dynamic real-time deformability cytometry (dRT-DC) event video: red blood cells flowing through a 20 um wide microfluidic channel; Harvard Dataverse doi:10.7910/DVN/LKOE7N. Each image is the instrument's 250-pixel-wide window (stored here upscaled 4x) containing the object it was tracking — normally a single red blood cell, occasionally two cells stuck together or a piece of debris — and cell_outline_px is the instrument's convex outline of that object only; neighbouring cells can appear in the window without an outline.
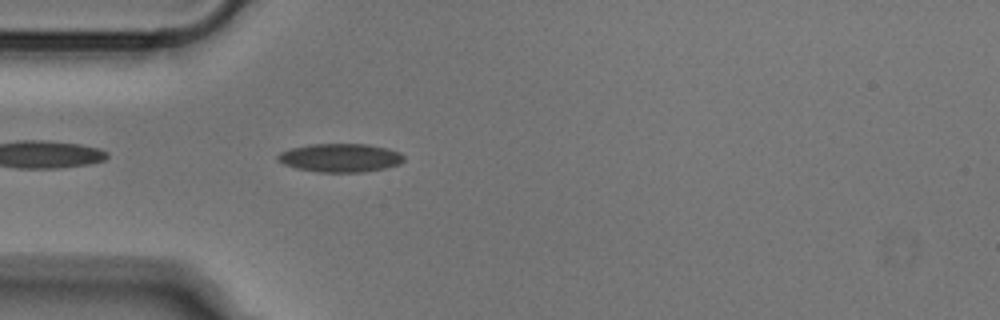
{"species": "Egyptian fruit bat (a non-hibernating species)", "species_latin": "Rousettus aegyptiacus", "temperature_condition": "cold", "stored_images_in_passage": 32, "camera_frame_rate_fps": 3000, "um_per_image_px": 0.085, "animal": {"sex": "male"}, "frame": {"image": 1, "passage_image": 3, "time_ms": 0.667, "image_size_px": [1000, 320], "cell_outline_px": [[404, 160], [400, 164], [384, 168], [364, 172], [320, 172], [296, 168], [284, 164], [276, 156], [280, 152], [292, 148], [312, 144], [368, 144], [388, 148], [400, 152], [404, 156]], "centroid_in_image_um": [28.96, 13.41], "position_along_channel_um": 56.0, "area_um2": 20.87}}
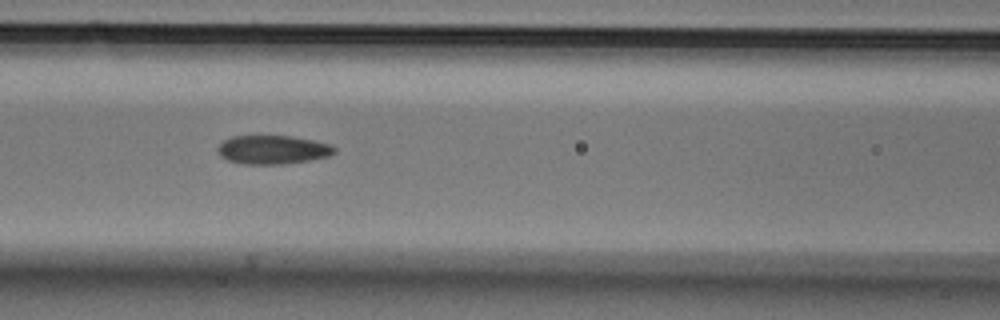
{"frame": {"image": 2, "passage_image": 10, "time_ms": 3.0, "image_size_px": [1000, 320], "cell_outline_px": [[336, 152], [328, 156], [308, 160], [284, 164], [244, 164], [228, 160], [220, 156], [216, 148], [224, 140], [232, 136], [292, 136], [332, 144], [336, 148]], "centroid_in_image_um": [23.18, 12.72], "position_along_channel_um": 143.4, "area_um2": 19.54}}
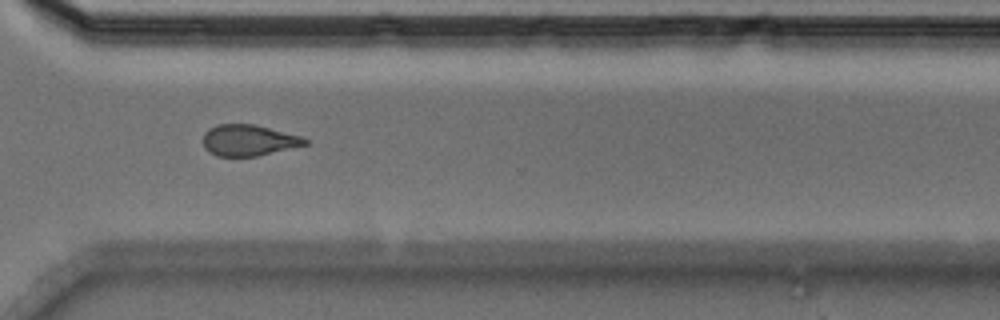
{"frame": {"image": 3, "passage_image": 26, "time_ms": 8.333, "image_size_px": [1000, 320], "cell_outline_px": [[308, 144], [256, 156], [216, 156], [208, 152], [204, 148], [204, 132], [208, 128], [216, 124], [252, 124], [304, 136], [308, 140]], "centroid_in_image_um": [21.12, 11.92], "position_along_channel_um": 349.5, "area_um2": 18.55}}